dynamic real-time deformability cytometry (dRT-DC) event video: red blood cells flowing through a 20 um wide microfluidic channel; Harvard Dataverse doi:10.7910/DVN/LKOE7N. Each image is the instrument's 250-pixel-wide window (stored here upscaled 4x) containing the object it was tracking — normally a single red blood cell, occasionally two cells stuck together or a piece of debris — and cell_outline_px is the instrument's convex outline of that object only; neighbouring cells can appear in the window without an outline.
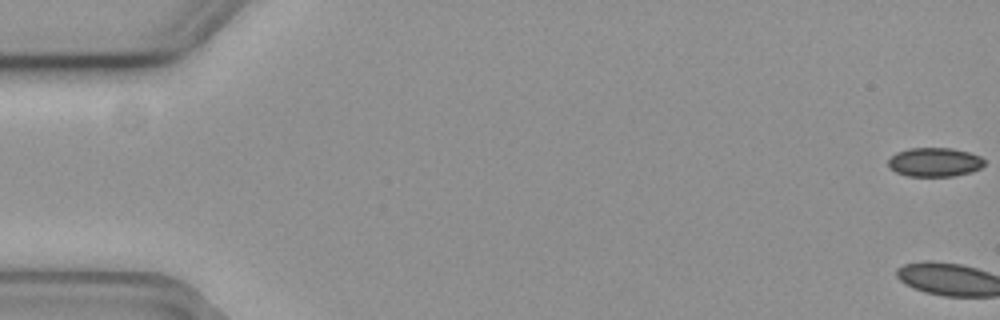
{"species": "common noctule bat (a hibernating species)", "species_latin": "Nyctalus noctula", "temperature_condition": "cold", "stored_images_in_passage": 3, "camera_frame_rate_fps": 3000, "um_per_image_px": 0.085, "animal": {"sex": "female", "body_mass_g": 19.3, "forearm_length_mm": 54.1}, "frame": {"image": 1, "passage_image": 1, "time_ms": 0.0, "image_size_px": [1000, 320], "cell_outline_px": [[984, 164], [980, 168], [972, 172], [952, 176], [908, 176], [896, 172], [888, 168], [888, 160], [896, 152], [908, 148], [952, 148], [968, 152], [980, 156], [984, 160]], "centroid_in_image_um": [79.42, 13.78], "position_along_channel_um": 5.6, "area_um2": 16.3}}